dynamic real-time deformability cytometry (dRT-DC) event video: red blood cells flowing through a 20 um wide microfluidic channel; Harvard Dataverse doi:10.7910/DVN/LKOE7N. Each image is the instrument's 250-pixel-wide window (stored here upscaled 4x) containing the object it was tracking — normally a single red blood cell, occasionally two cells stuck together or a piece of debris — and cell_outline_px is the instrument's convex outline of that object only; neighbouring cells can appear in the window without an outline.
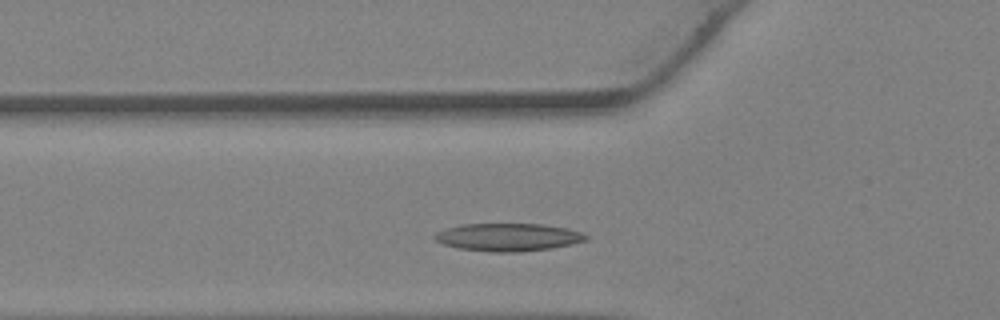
{"species": "Egyptian fruit bat (a non-hibernating species)", "species_latin": "Rousettus aegyptiacus", "temperature_condition": "warm", "stored_images_in_passage": 22, "camera_frame_rate_fps": 3000, "um_per_image_px": 0.085, "animal": {"sex": "female"}, "frame": {"image": 1, "passage_image": 5, "time_ms": 1.333, "image_size_px": [1000, 320], "cell_outline_px": [[588, 240], [572, 244], [552, 248], [520, 252], [492, 252], [460, 248], [444, 244], [436, 240], [432, 236], [436, 232], [444, 228], [460, 224], [540, 224], [568, 228], [580, 232], [588, 236]], "centroid_in_image_um": [43.19, 20.15], "position_along_channel_um": 82.6, "area_um2": 24.57}}
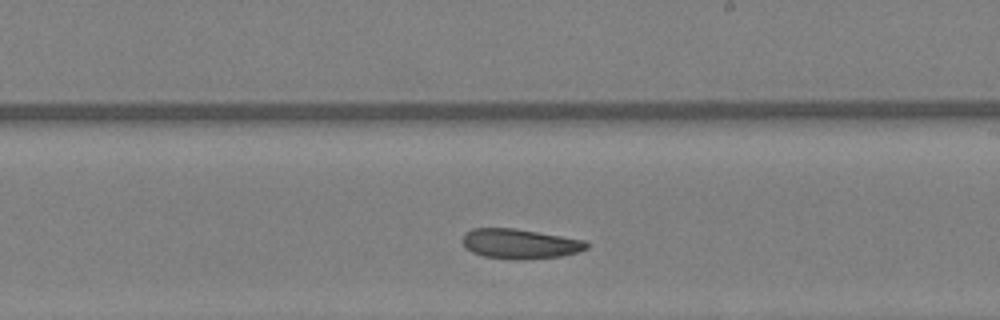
{"frame": {"image": 2, "passage_image": 14, "time_ms": 4.333, "image_size_px": [1000, 320], "cell_outline_px": [[588, 248], [576, 252], [560, 256], [484, 256], [472, 252], [460, 240], [464, 232], [472, 228], [516, 228], [584, 240], [588, 244]], "centroid_in_image_um": [44.14, 20.64], "position_along_channel_um": 244.9, "area_um2": 20.4}}
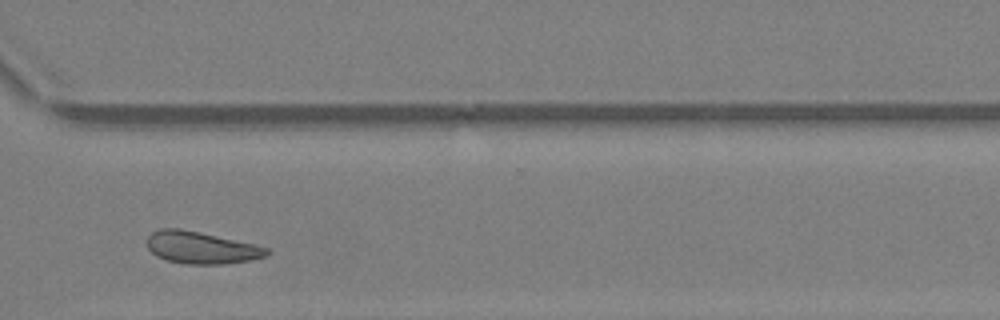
{"frame": {"image": 3, "passage_image": 20, "time_ms": 6.333, "image_size_px": [1000, 320], "cell_outline_px": [[268, 252], [264, 256], [252, 260], [224, 264], [188, 264], [168, 260], [156, 256], [148, 248], [148, 236], [152, 232], [160, 228], [180, 228], [200, 232], [256, 244], [268, 248]], "centroid_in_image_um": [17.1, 21.04], "position_along_channel_um": 353.5, "area_um2": 22.31}}